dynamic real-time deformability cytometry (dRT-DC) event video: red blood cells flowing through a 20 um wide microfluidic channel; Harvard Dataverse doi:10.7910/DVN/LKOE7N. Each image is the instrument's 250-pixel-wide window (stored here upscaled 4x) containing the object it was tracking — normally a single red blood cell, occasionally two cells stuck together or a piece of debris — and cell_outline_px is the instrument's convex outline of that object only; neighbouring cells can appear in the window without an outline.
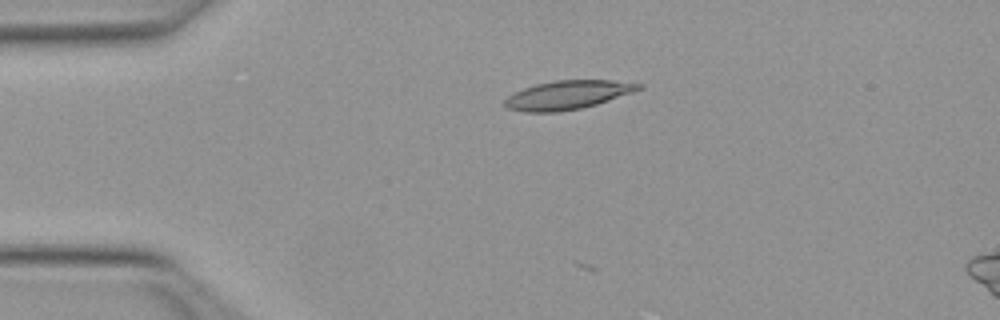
{"species": "Egyptian fruit bat (a non-hibernating species)", "species_latin": "Rousettus aegyptiacus", "temperature_condition": "warm", "stored_images_in_passage": 17, "segment_of_instrument_passage": [1, 2], "camera_frame_rate_fps": 3000, "um_per_image_px": 0.085, "animal": {"sex": "female"}, "frame": {"image": 1, "passage_image": 11, "time_ms": 3.333, "image_size_px": [1000, 320], "cell_outline_px": [[644, 88], [596, 104], [580, 108], [556, 112], [524, 112], [508, 108], [504, 104], [504, 100], [512, 92], [536, 84], [552, 80], [612, 80], [644, 84]], "centroid_in_image_um": [48.23, 8.06], "position_along_channel_um": 36.8, "area_um2": 22.37}}